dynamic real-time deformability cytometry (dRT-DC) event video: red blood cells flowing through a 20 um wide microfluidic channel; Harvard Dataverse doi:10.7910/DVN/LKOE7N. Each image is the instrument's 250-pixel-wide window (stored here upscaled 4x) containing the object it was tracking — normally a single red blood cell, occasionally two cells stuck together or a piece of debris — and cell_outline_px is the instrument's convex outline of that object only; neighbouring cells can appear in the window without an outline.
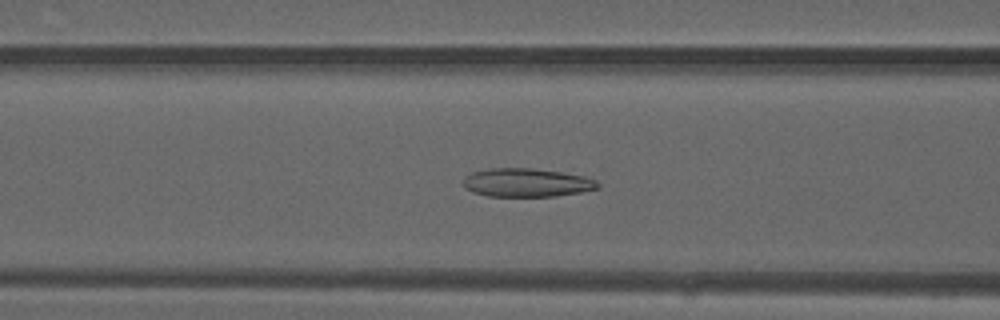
{"species": "common noctule bat (a hibernating species)", "species_latin": "Nyctalus noctula", "temperature_condition": "warm", "stored_images_in_passage": 49, "camera_frame_rate_fps": 3000, "um_per_image_px": 0.085, "animal": {"sex": "male", "forearm_length_mm": 52.5}, "frame": {"image": 1, "passage_image": 20, "time_ms": 6.333, "image_size_px": [1000, 320], "cell_outline_px": [[600, 188], [580, 192], [556, 196], [488, 196], [472, 192], [464, 188], [464, 176], [472, 172], [488, 168], [532, 168], [560, 172], [584, 176], [596, 180], [600, 184]], "centroid_in_image_um": [44.75, 15.52], "position_along_channel_um": 121.8, "area_um2": 22.43}}
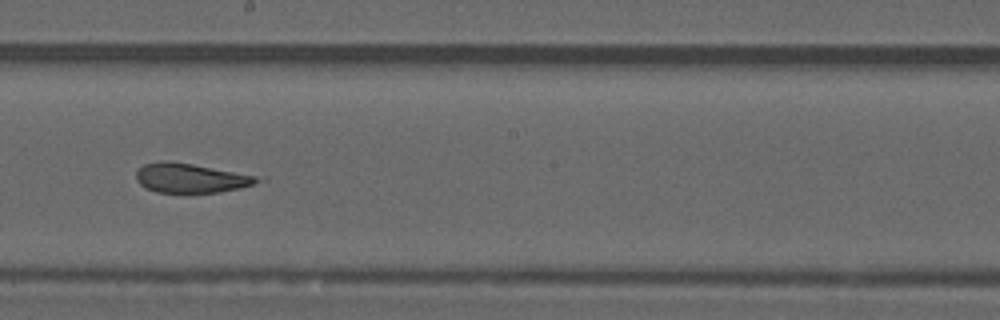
{"frame": {"image": 2, "passage_image": 28, "time_ms": 9.0, "image_size_px": [1000, 320], "cell_outline_px": [[268, 176], [264, 180], [240, 188], [220, 192], [156, 192], [140, 184], [136, 180], [136, 172], [144, 164], [160, 160], [168, 160]], "centroid_in_image_um": [16.33, 15.11], "position_along_channel_um": 231.9, "area_um2": 21.21}}
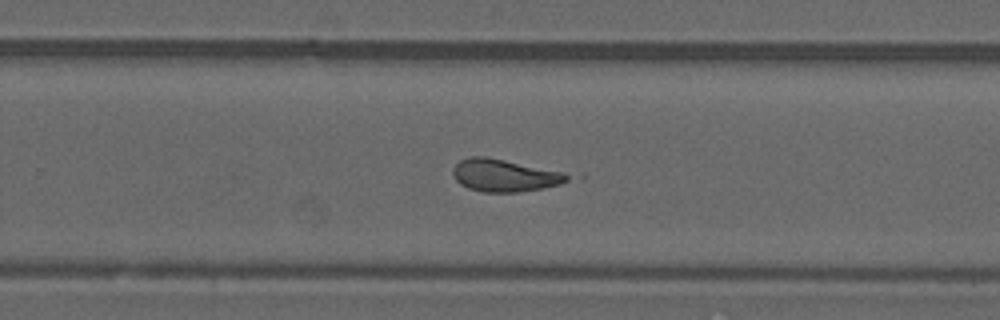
{"frame": {"image": 3, "passage_image": 32, "time_ms": 10.333, "image_size_px": [1000, 320], "cell_outline_px": [[584, 176], [560, 184], [540, 188], [516, 192], [484, 192], [468, 188], [460, 184], [452, 176], [452, 168], [460, 160], [472, 156], [484, 156], [584, 172]], "centroid_in_image_um": [43.2, 14.87], "position_along_channel_um": 286.6, "area_um2": 23.35}, "authors_computed_cell_mechanics": {"area_um2": 23.8714, "velocity_mm_per_s": 4.1484, "shape_relaxation_time_tau1_ms": null, "shape_relaxation_time_tau2_ms": 2.0066, "deformation_change_tau1": null, "deformation_change_tau2": 0.1054}}